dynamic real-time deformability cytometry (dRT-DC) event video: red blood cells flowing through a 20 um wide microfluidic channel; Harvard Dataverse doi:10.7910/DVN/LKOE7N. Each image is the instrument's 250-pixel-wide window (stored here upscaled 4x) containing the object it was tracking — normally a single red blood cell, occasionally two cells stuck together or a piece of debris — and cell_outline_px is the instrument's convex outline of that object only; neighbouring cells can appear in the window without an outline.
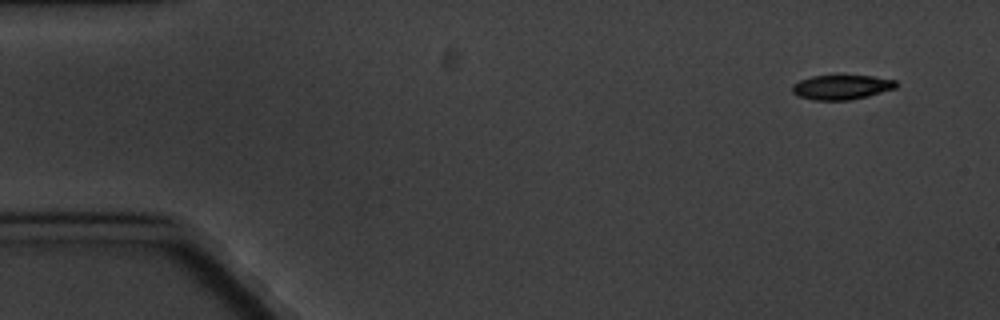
{"species": "common noctule bat (a hibernating species)", "species_latin": "Nyctalus noctula", "temperature_condition": "cold", "stored_images_in_passage": 4, "camera_frame_rate_fps": 3000, "um_per_image_px": 0.085, "animal": {"sex": "male", "body_mass_g": 20.1, "forearm_length_mm": 53.5}, "frame": {"image": 1, "passage_image": 1, "time_ms": 0.0, "image_size_px": [1000, 320], "cell_outline_px": [[896, 88], [868, 96], [848, 100], [816, 100], [800, 96], [792, 92], [792, 84], [800, 80], [812, 76], [872, 76], [896, 80]], "centroid_in_image_um": [71.53, 7.41], "position_along_channel_um": 13.5, "area_um2": 14.68}}
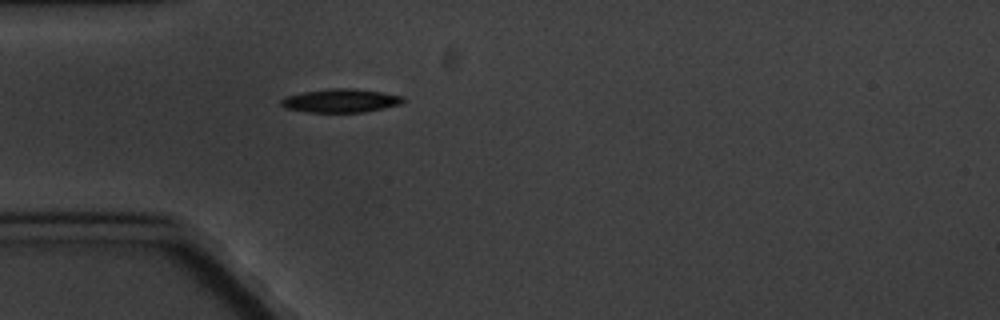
{"frame": {"image": 2, "passage_image": 4, "time_ms": 4.333, "image_size_px": [1000, 320], "cell_outline_px": [[404, 104], [364, 112], [308, 112], [284, 108], [280, 104], [280, 100], [284, 96], [304, 92], [328, 88], [348, 88], [380, 92], [404, 96]], "centroid_in_image_um": [28.95, 8.56], "position_along_channel_um": 56.1, "area_um2": 16.82}}